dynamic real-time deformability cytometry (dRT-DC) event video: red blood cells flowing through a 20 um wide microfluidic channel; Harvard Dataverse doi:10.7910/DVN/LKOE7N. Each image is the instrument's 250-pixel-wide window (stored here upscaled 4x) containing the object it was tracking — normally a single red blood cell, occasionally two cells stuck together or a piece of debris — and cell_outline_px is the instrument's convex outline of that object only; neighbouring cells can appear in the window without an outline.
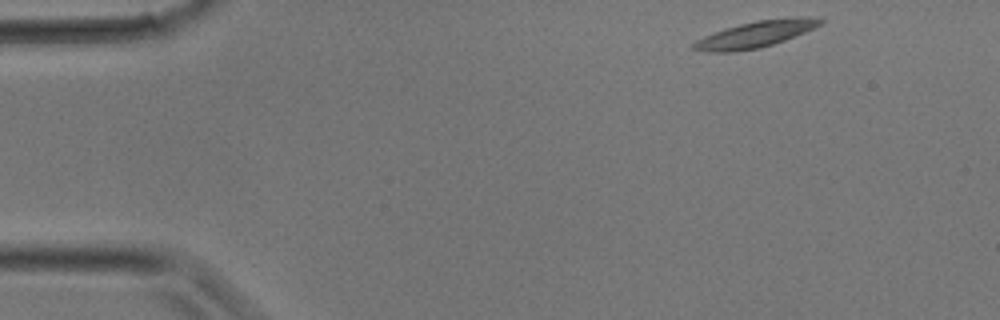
{"species": "common noctule bat (a hibernating species)", "species_latin": "Nyctalus noctula", "temperature_condition": "room temperature", "stored_images_in_passage": 6, "camera_frame_rate_fps": 3000, "um_per_image_px": 0.085, "animal": {"sex": "male", "body_mass_g": 17.9}, "frame": {"image": 1, "passage_image": 1, "time_ms": 0.0, "image_size_px": [1000, 320], "cell_outline_px": [[824, 20], [820, 24], [804, 32], [784, 40], [760, 48], [736, 52], [708, 52], [692, 48], [692, 44], [696, 40], [704, 36], [740, 24], [756, 20]], "centroid_in_image_um": [64.0, 3.0], "position_along_channel_um": 21.0, "area_um2": 18.09}}